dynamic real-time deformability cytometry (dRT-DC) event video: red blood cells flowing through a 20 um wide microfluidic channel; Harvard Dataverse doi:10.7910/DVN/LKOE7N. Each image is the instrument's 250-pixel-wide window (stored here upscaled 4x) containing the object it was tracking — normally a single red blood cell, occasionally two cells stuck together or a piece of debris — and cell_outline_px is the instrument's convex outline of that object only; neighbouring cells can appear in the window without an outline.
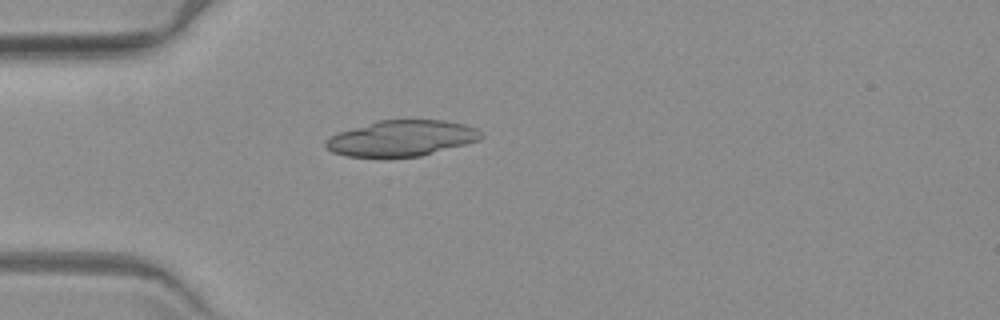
{"species": "common noctule bat (a hibernating species)", "species_latin": "Nyctalus noctula", "temperature_condition": "warm", "stored_images_in_passage": 1, "camera_frame_rate_fps": 3000, "um_per_image_px": 0.085, "animal": {"sex": "female", "body_mass_g": 19.3, "forearm_length_mm": 54.1}, "frame": {"image": 1, "passage_image": 1, "time_ms": 0.0, "image_size_px": [1000, 320], "cell_outline_px": [[484, 136], [480, 140], [420, 156], [348, 156], [332, 152], [324, 144], [324, 140], [340, 132], [376, 120], [444, 120], [464, 124], [476, 128], [484, 132]], "centroid_in_image_um": [34.17, 11.73], "position_along_channel_um": 50.8, "area_um2": 32.14}}